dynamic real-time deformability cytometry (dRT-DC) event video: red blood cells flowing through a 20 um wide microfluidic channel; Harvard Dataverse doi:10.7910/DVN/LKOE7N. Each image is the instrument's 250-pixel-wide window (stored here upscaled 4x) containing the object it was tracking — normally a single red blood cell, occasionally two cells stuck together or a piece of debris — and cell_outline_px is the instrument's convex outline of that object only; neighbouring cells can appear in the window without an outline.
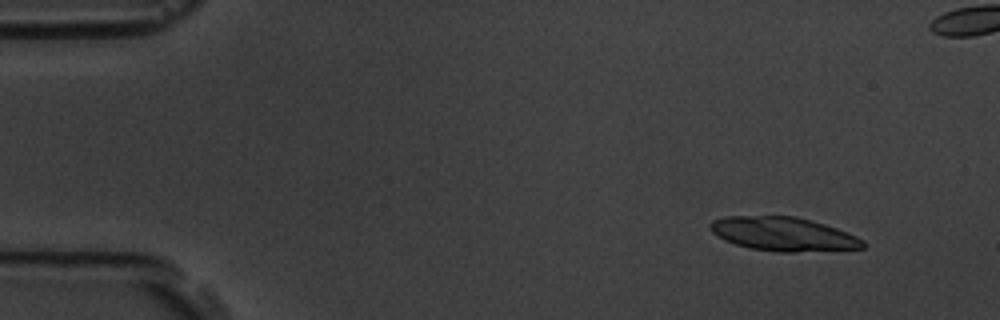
{"species": "common noctule bat (a hibernating species)", "species_latin": "Nyctalus noctula", "temperature_condition": "room temperature", "stored_images_in_passage": 6, "camera_frame_rate_fps": 3000, "um_per_image_px": 0.085, "animal": {"sex": "male", "body_mass_g": 19.5, "forearm_length_mm": 54.6}, "frame": {"image": 1, "passage_image": 2, "time_ms": 1.0, "image_size_px": [1000, 320], "cell_outline_px": [[864, 248], [796, 252], [776, 252], [752, 248], [736, 244], [724, 240], [712, 232], [708, 228], [708, 224], [712, 220], [724, 216], [796, 216], [824, 224], [848, 232], [864, 240]], "centroid_in_image_um": [66.55, 19.89], "position_along_channel_um": 18.4, "area_um2": 30.11}}